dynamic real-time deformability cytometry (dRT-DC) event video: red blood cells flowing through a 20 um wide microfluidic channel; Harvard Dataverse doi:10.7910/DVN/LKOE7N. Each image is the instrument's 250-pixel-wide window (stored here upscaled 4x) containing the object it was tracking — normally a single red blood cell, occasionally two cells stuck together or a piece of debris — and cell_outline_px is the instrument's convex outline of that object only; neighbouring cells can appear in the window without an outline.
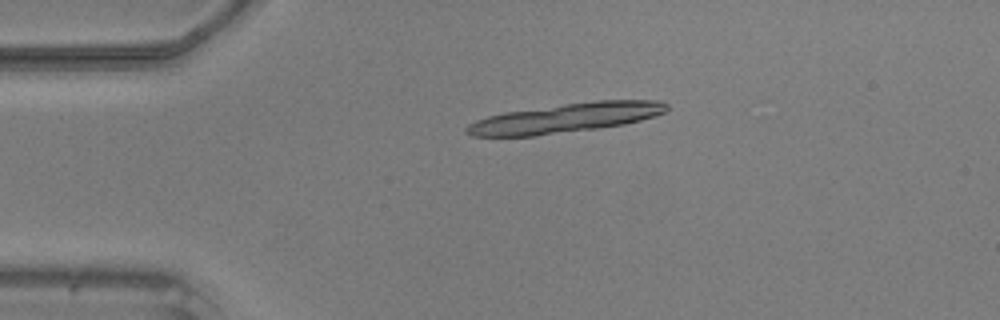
{"species": "common noctule bat (a hibernating species)", "species_latin": "Nyctalus noctula", "temperature_condition": "warm", "stored_images_in_passage": 16, "camera_frame_rate_fps": 3000, "um_per_image_px": 0.085, "animal": {"sex": "male", "body_mass_g": 20.5, "forearm_length_mm": 52.5}, "frame": {"image": 1, "passage_image": 10, "time_ms": 3.0, "image_size_px": [1000, 320], "cell_outline_px": [[668, 108], [664, 112], [656, 116], [624, 124], [600, 128], [536, 136], [472, 136], [464, 132], [464, 128], [468, 124], [476, 120], [488, 116], [504, 112], [564, 104], [596, 100], [660, 100], [668, 104]], "centroid_in_image_um": [48.08, 10.03], "position_along_channel_um": 36.9, "area_um2": 34.39}}